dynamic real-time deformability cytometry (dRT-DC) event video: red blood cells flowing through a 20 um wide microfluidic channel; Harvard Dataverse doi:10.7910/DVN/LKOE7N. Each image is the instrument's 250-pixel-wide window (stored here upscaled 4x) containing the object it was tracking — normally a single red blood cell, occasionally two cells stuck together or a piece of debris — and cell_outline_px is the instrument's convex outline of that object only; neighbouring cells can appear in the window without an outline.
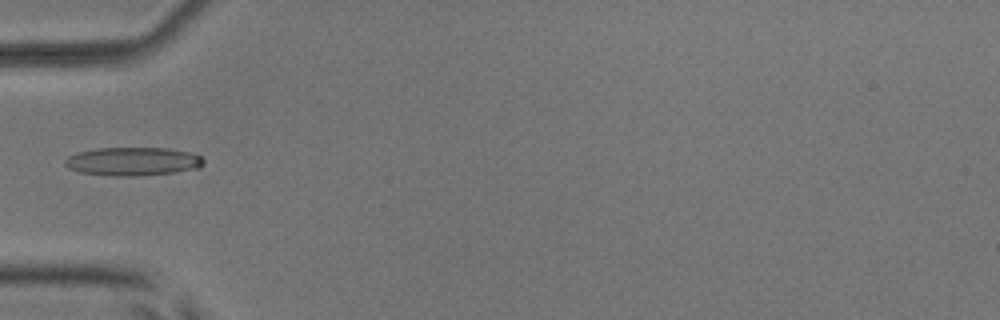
{"species": "common noctule bat (a hibernating species)", "species_latin": "Nyctalus noctula", "temperature_condition": "room temperature", "stored_images_in_passage": 1, "camera_frame_rate_fps": 3000, "um_per_image_px": 0.085, "animal": {"sex": "male", "body_mass_g": 17.9, "forearm_length_mm": 54.2}, "frame": {"image": 1, "passage_image": 1, "time_ms": 0.0, "image_size_px": [1000, 320], "cell_outline_px": [[204, 164], [200, 168], [176, 172], [136, 176], [112, 176], [80, 172], [68, 168], [64, 164], [64, 160], [68, 156], [76, 152], [100, 148], [168, 148], [188, 152], [200, 156], [204, 160]], "centroid_in_image_um": [11.28, 13.72], "position_along_channel_um": 73.7, "area_um2": 23.06}}